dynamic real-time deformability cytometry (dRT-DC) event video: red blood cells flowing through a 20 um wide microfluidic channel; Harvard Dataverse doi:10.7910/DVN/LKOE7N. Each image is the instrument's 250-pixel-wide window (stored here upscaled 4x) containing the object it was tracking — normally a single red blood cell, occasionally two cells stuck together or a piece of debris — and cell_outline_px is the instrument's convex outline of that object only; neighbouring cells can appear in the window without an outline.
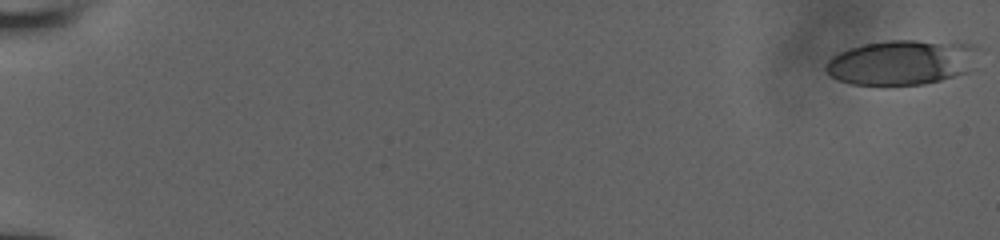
{"species": "human", "species_latin": "Homo sapiens", "temperature_condition": "room temperature", "stored_images_in_passage": 14, "camera_frame_rate_fps": 3000, "um_per_image_px": 0.085, "donor": {"sex": "male"}, "frame": {"image": 1, "passage_image": 1, "time_ms": 0.0, "image_size_px": [1000, 240], "cell_outline_px": [[984, 48], [968, 72], [940, 80], [924, 84], [852, 84], [840, 80], [832, 76], [824, 68], [828, 60], [832, 56], [848, 48], [864, 44], [888, 40], [956, 40], [976, 44]], "centroid_in_image_um": [76.79, 5.25], "position_along_channel_um": 8.2, "area_um2": 40.75}}
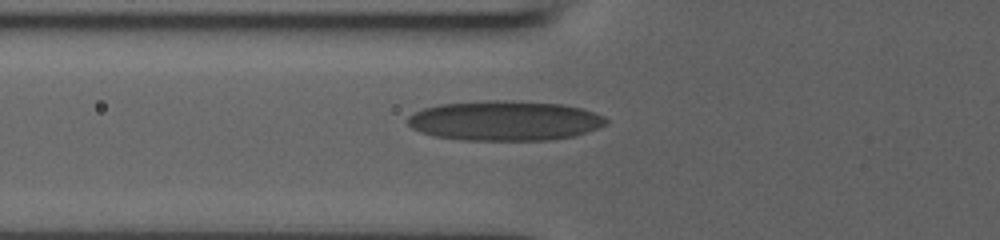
{"frame": {"image": 2, "passage_image": 13, "time_ms": 4.0, "image_size_px": [1000, 240], "cell_outline_px": [[608, 120], [604, 124], [596, 128], [572, 136], [548, 140], [464, 140], [436, 136], [420, 132], [412, 128], [408, 124], [408, 116], [424, 108], [440, 104], [488, 100], [504, 100], [560, 104], [584, 108], [604, 116]], "centroid_in_image_um": [42.89, 10.25], "position_along_channel_um": 82.9, "area_um2": 45.78}}